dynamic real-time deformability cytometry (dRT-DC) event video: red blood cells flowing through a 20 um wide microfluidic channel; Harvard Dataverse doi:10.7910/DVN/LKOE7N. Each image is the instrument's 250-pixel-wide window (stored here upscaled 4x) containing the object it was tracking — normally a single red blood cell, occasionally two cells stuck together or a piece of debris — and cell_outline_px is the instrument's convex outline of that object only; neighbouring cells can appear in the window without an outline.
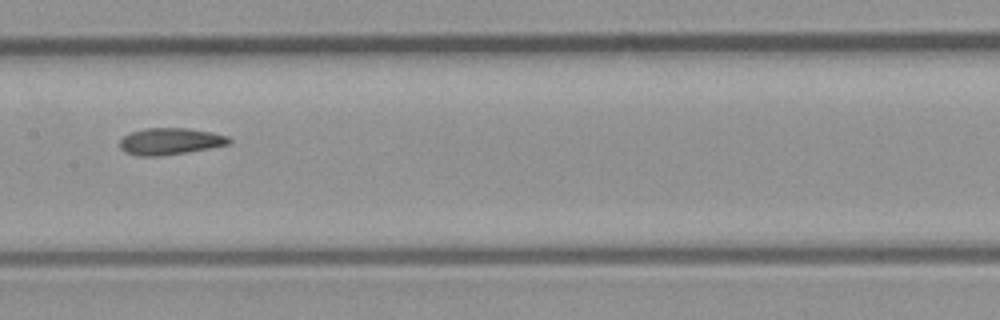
{"species": "common noctule bat (a hibernating species)", "species_latin": "Nyctalus noctula", "temperature_condition": "room temperature", "stored_images_in_passage": 7, "camera_frame_rate_fps": 3000, "um_per_image_px": 0.085, "animal": {"sex": "male", "body_mass_g": 23.1, "forearm_length_mm": 52.7}, "frame": {"image": 1, "passage_image": 7, "time_ms": 6.667, "image_size_px": [1000, 320], "cell_outline_px": [[232, 144], [188, 152], [160, 156], [136, 156], [124, 152], [120, 148], [120, 140], [124, 136], [132, 132], [144, 128], [188, 128], [212, 132], [228, 136], [232, 140]], "centroid_in_image_um": [14.48, 12.02], "position_along_channel_um": 192.9, "area_um2": 17.22}}